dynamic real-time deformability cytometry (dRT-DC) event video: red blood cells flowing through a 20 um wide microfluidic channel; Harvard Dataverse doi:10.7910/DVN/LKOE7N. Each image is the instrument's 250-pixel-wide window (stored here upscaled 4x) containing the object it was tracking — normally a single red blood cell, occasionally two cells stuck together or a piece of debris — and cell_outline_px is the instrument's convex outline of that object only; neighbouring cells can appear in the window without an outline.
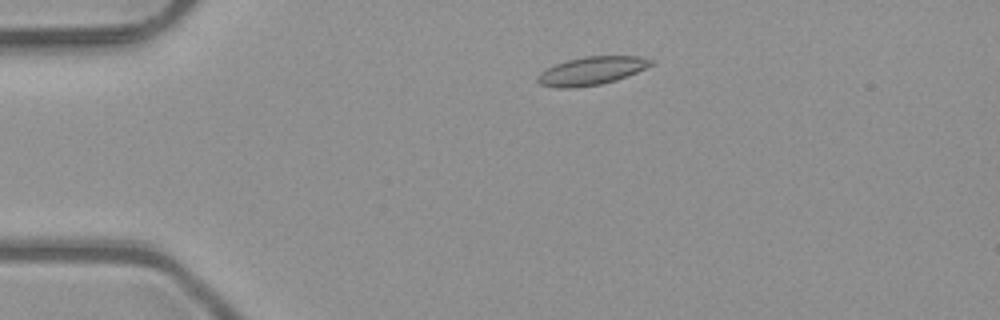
{"species": "common noctule bat (a hibernating species)", "species_latin": "Nyctalus noctula", "temperature_condition": "room temperature", "stored_images_in_passage": 3, "camera_frame_rate_fps": 3000, "um_per_image_px": 0.085, "animal": {"sex": "male", "body_mass_g": 23.1, "forearm_length_mm": 52.7}, "frame": {"image": 1, "passage_image": 1, "time_ms": 0.0, "image_size_px": [1000, 320], "cell_outline_px": [[652, 64], [636, 72], [616, 80], [600, 84], [576, 88], [556, 88], [540, 84], [536, 80], [536, 76], [540, 72], [556, 64], [568, 60], [584, 56], [640, 56], [652, 60]], "centroid_in_image_um": [50.23, 6.03], "position_along_channel_um": 34.8, "area_um2": 18.5}}
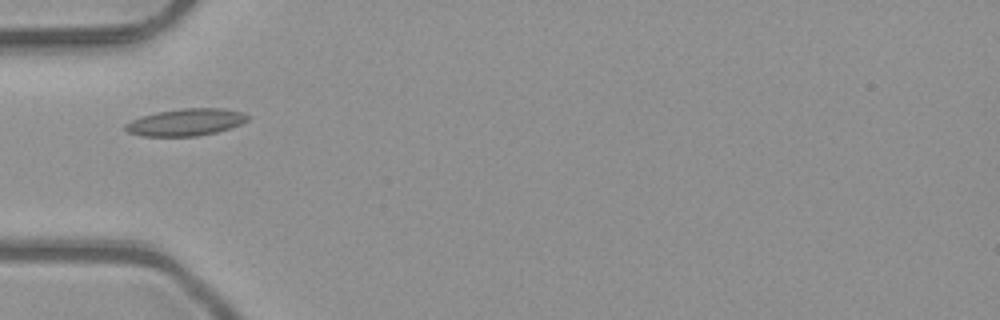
{"frame": {"image": 2, "passage_image": 2, "time_ms": 0.333, "image_size_px": [1000, 320], "cell_outline_px": [[252, 116], [248, 120], [240, 124], [216, 132], [196, 136], [144, 136], [128, 132], [124, 128], [124, 124], [140, 116], [156, 112], [180, 108], [224, 108], [244, 112]], "centroid_in_image_um": [15.81, 10.37], "position_along_channel_um": 69.2, "area_um2": 19.42}}
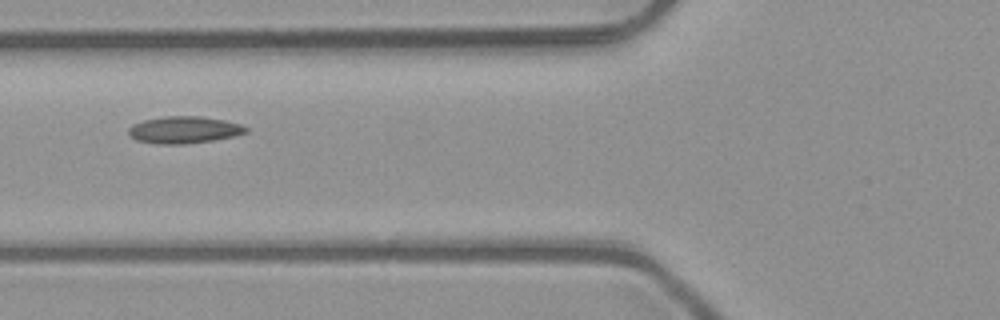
{"frame": {"image": 3, "passage_image": 3, "time_ms": 0.667, "image_size_px": [1000, 320], "cell_outline_px": [[248, 132], [232, 136], [212, 140], [180, 144], [160, 144], [136, 140], [128, 132], [128, 128], [132, 124], [144, 120], [164, 116], [200, 116], [224, 120], [240, 124], [248, 128]], "centroid_in_image_um": [15.63, 11.02], "position_along_channel_um": 110.2, "area_um2": 18.26}}